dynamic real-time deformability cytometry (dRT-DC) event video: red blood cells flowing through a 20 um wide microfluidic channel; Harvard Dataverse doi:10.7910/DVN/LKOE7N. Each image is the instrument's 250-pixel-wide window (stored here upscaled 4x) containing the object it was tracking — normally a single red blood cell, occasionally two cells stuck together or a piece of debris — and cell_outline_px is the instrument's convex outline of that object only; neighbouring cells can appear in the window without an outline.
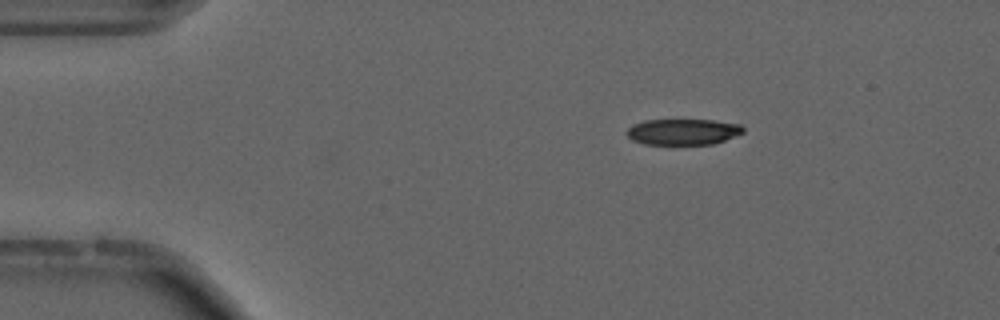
{"species": "common noctule bat (a hibernating species)", "species_latin": "Nyctalus noctula", "temperature_condition": "cold", "stored_images_in_passage": 56, "camera_frame_rate_fps": 3000, "um_per_image_px": 0.085, "animal": {"sex": "male", "forearm_length_mm": 52.5}, "frame": {"image": 1, "passage_image": 9, "time_ms": 2.667, "image_size_px": [1000, 320], "cell_outline_px": [[744, 132], [724, 140], [712, 144], [644, 144], [632, 140], [628, 136], [628, 128], [632, 124], [644, 120], [712, 120], [740, 124], [744, 128]], "centroid_in_image_um": [58.05, 11.2], "position_along_channel_um": 27.0, "area_um2": 17.51}, "authors_computed_cell_mechanics": {"area_um2": 18.785, "velocity_mm_per_s": 3.7192, "shape_relaxation_time_tau1_ms": 8.0433, "shape_relaxation_time_tau2_ms": null, "deformation_change_tau1": 0.1841, "deformation_change_tau2": null}}